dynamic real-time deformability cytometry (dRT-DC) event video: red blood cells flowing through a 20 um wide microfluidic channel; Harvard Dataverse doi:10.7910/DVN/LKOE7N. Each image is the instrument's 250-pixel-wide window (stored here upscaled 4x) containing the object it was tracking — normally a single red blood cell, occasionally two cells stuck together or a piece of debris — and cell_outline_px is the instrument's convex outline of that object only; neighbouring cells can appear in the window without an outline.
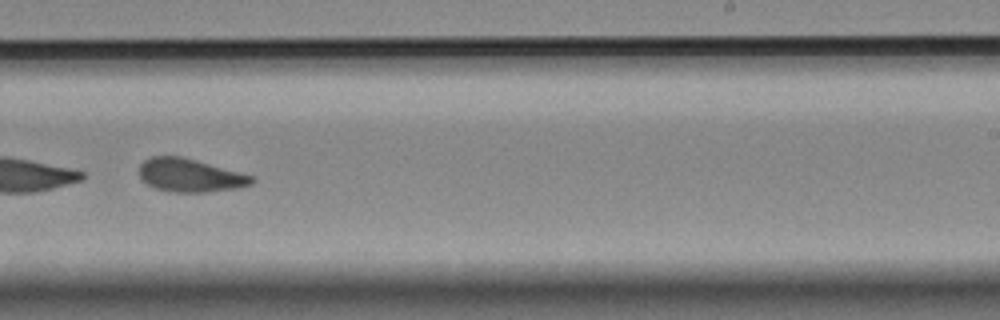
{"species": "Egyptian fruit bat (a non-hibernating species)", "species_latin": "Rousettus aegyptiacus", "temperature_condition": "room temperature", "stored_images_in_passage": 39, "camera_frame_rate_fps": 3000, "um_per_image_px": 0.085, "animal": {"sex": "female"}, "frame": {"image": 1, "passage_image": 23, "time_ms": 7.333, "image_size_px": [1000, 320], "cell_outline_px": [[256, 180], [252, 184], [236, 188], [208, 192], [172, 192], [156, 188], [140, 180], [140, 164], [144, 160], [152, 156], [180, 156], [196, 160], [252, 176]], "centroid_in_image_um": [16.13, 14.91], "position_along_channel_um": 272.9, "area_um2": 21.62}}